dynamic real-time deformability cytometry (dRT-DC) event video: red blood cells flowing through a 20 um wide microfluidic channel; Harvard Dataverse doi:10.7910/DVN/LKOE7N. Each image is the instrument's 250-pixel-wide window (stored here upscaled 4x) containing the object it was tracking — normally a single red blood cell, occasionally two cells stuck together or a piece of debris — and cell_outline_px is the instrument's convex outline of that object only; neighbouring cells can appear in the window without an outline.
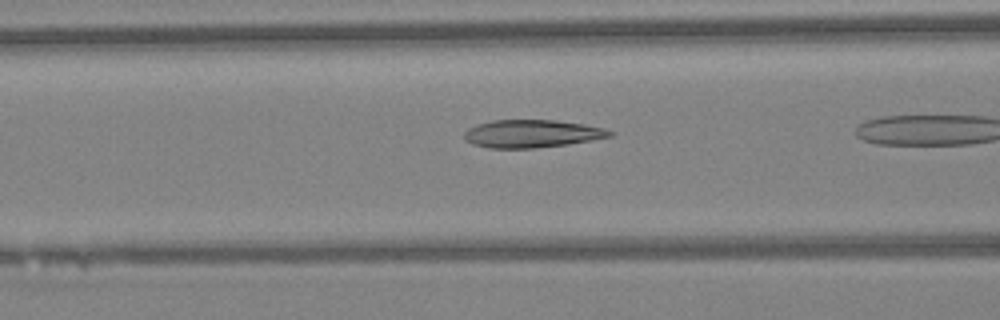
{"species": "Egyptian fruit bat (a non-hibernating species)", "species_latin": "Rousettus aegyptiacus", "temperature_condition": "warm", "stored_images_in_passage": 11, "camera_frame_rate_fps": 3000, "um_per_image_px": 0.085, "animal": {"sex": "female"}, "frame": {"image": 1, "passage_image": 7, "time_ms": 2.0, "image_size_px": [1000, 320], "cell_outline_px": [[616, 132], [612, 136], [592, 140], [568, 144], [536, 148], [488, 148], [472, 144], [464, 140], [464, 132], [468, 128], [476, 124], [492, 120], [556, 120], [584, 124], [604, 128]], "centroid_in_image_um": [45.2, 11.36], "position_along_channel_um": 121.4, "area_um2": 23.81}}